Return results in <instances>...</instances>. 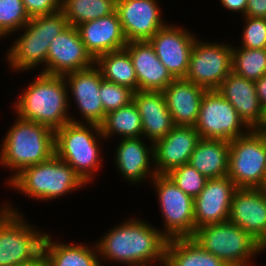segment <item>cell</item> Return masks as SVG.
<instances>
[{
  "label": "cell",
  "instance_id": "obj_14",
  "mask_svg": "<svg viewBox=\"0 0 266 266\" xmlns=\"http://www.w3.org/2000/svg\"><path fill=\"white\" fill-rule=\"evenodd\" d=\"M158 3L159 0L116 1V11L128 42L149 40L168 23Z\"/></svg>",
  "mask_w": 266,
  "mask_h": 266
},
{
  "label": "cell",
  "instance_id": "obj_18",
  "mask_svg": "<svg viewBox=\"0 0 266 266\" xmlns=\"http://www.w3.org/2000/svg\"><path fill=\"white\" fill-rule=\"evenodd\" d=\"M228 220L266 245V198L260 188H237Z\"/></svg>",
  "mask_w": 266,
  "mask_h": 266
},
{
  "label": "cell",
  "instance_id": "obj_7",
  "mask_svg": "<svg viewBox=\"0 0 266 266\" xmlns=\"http://www.w3.org/2000/svg\"><path fill=\"white\" fill-rule=\"evenodd\" d=\"M4 202L0 205V266H15L37 258L43 252L47 232L31 225L21 209Z\"/></svg>",
  "mask_w": 266,
  "mask_h": 266
},
{
  "label": "cell",
  "instance_id": "obj_11",
  "mask_svg": "<svg viewBox=\"0 0 266 266\" xmlns=\"http://www.w3.org/2000/svg\"><path fill=\"white\" fill-rule=\"evenodd\" d=\"M196 39L184 79L206 90H217L232 71V43Z\"/></svg>",
  "mask_w": 266,
  "mask_h": 266
},
{
  "label": "cell",
  "instance_id": "obj_3",
  "mask_svg": "<svg viewBox=\"0 0 266 266\" xmlns=\"http://www.w3.org/2000/svg\"><path fill=\"white\" fill-rule=\"evenodd\" d=\"M0 146V166L13 171L8 184L23 169L47 161L55 154L54 130L16 116Z\"/></svg>",
  "mask_w": 266,
  "mask_h": 266
},
{
  "label": "cell",
  "instance_id": "obj_26",
  "mask_svg": "<svg viewBox=\"0 0 266 266\" xmlns=\"http://www.w3.org/2000/svg\"><path fill=\"white\" fill-rule=\"evenodd\" d=\"M47 233L43 244L46 266H105L101 265L97 244L68 243Z\"/></svg>",
  "mask_w": 266,
  "mask_h": 266
},
{
  "label": "cell",
  "instance_id": "obj_5",
  "mask_svg": "<svg viewBox=\"0 0 266 266\" xmlns=\"http://www.w3.org/2000/svg\"><path fill=\"white\" fill-rule=\"evenodd\" d=\"M69 26L62 11L32 17L18 32L19 38L7 48L8 68L18 74L40 67L47 74V54L51 41ZM21 32H23L21 34Z\"/></svg>",
  "mask_w": 266,
  "mask_h": 266
},
{
  "label": "cell",
  "instance_id": "obj_16",
  "mask_svg": "<svg viewBox=\"0 0 266 266\" xmlns=\"http://www.w3.org/2000/svg\"><path fill=\"white\" fill-rule=\"evenodd\" d=\"M95 60L88 53L76 27L69 25L49 44L47 74L64 76L87 69Z\"/></svg>",
  "mask_w": 266,
  "mask_h": 266
},
{
  "label": "cell",
  "instance_id": "obj_39",
  "mask_svg": "<svg viewBox=\"0 0 266 266\" xmlns=\"http://www.w3.org/2000/svg\"><path fill=\"white\" fill-rule=\"evenodd\" d=\"M247 2L248 0H220L221 5L223 6V8H225V10H228L230 12H234L238 15V13H240V15L243 17L245 16V12L247 9Z\"/></svg>",
  "mask_w": 266,
  "mask_h": 266
},
{
  "label": "cell",
  "instance_id": "obj_42",
  "mask_svg": "<svg viewBox=\"0 0 266 266\" xmlns=\"http://www.w3.org/2000/svg\"><path fill=\"white\" fill-rule=\"evenodd\" d=\"M255 130L260 134L266 136V109H264V114L261 123L258 125V127Z\"/></svg>",
  "mask_w": 266,
  "mask_h": 266
},
{
  "label": "cell",
  "instance_id": "obj_36",
  "mask_svg": "<svg viewBox=\"0 0 266 266\" xmlns=\"http://www.w3.org/2000/svg\"><path fill=\"white\" fill-rule=\"evenodd\" d=\"M245 22L240 47L248 49L266 48V18L243 16Z\"/></svg>",
  "mask_w": 266,
  "mask_h": 266
},
{
  "label": "cell",
  "instance_id": "obj_32",
  "mask_svg": "<svg viewBox=\"0 0 266 266\" xmlns=\"http://www.w3.org/2000/svg\"><path fill=\"white\" fill-rule=\"evenodd\" d=\"M232 71L256 81L266 74V48L248 49L232 43Z\"/></svg>",
  "mask_w": 266,
  "mask_h": 266
},
{
  "label": "cell",
  "instance_id": "obj_4",
  "mask_svg": "<svg viewBox=\"0 0 266 266\" xmlns=\"http://www.w3.org/2000/svg\"><path fill=\"white\" fill-rule=\"evenodd\" d=\"M102 141L106 140L100 125L70 121L54 131L55 155L69 164L90 186L103 167Z\"/></svg>",
  "mask_w": 266,
  "mask_h": 266
},
{
  "label": "cell",
  "instance_id": "obj_21",
  "mask_svg": "<svg viewBox=\"0 0 266 266\" xmlns=\"http://www.w3.org/2000/svg\"><path fill=\"white\" fill-rule=\"evenodd\" d=\"M77 30L86 50L95 60L108 52L124 49L128 41L117 11L78 25Z\"/></svg>",
  "mask_w": 266,
  "mask_h": 266
},
{
  "label": "cell",
  "instance_id": "obj_46",
  "mask_svg": "<svg viewBox=\"0 0 266 266\" xmlns=\"http://www.w3.org/2000/svg\"><path fill=\"white\" fill-rule=\"evenodd\" d=\"M263 251H264V252L266 251V245L263 247Z\"/></svg>",
  "mask_w": 266,
  "mask_h": 266
},
{
  "label": "cell",
  "instance_id": "obj_8",
  "mask_svg": "<svg viewBox=\"0 0 266 266\" xmlns=\"http://www.w3.org/2000/svg\"><path fill=\"white\" fill-rule=\"evenodd\" d=\"M192 238L227 266H254L253 258L263 254V246L229 220L199 227Z\"/></svg>",
  "mask_w": 266,
  "mask_h": 266
},
{
  "label": "cell",
  "instance_id": "obj_6",
  "mask_svg": "<svg viewBox=\"0 0 266 266\" xmlns=\"http://www.w3.org/2000/svg\"><path fill=\"white\" fill-rule=\"evenodd\" d=\"M8 185L27 198L45 203L81 190L87 184L69 164L54 154L47 161L23 169Z\"/></svg>",
  "mask_w": 266,
  "mask_h": 266
},
{
  "label": "cell",
  "instance_id": "obj_2",
  "mask_svg": "<svg viewBox=\"0 0 266 266\" xmlns=\"http://www.w3.org/2000/svg\"><path fill=\"white\" fill-rule=\"evenodd\" d=\"M27 85L12 105L14 114L54 131L70 121L79 123V117L77 119L74 113L72 116V112L69 114L68 87L64 76L38 72Z\"/></svg>",
  "mask_w": 266,
  "mask_h": 266
},
{
  "label": "cell",
  "instance_id": "obj_22",
  "mask_svg": "<svg viewBox=\"0 0 266 266\" xmlns=\"http://www.w3.org/2000/svg\"><path fill=\"white\" fill-rule=\"evenodd\" d=\"M124 48L130 54L138 90L162 92L175 79L158 59L148 40L130 41Z\"/></svg>",
  "mask_w": 266,
  "mask_h": 266
},
{
  "label": "cell",
  "instance_id": "obj_15",
  "mask_svg": "<svg viewBox=\"0 0 266 266\" xmlns=\"http://www.w3.org/2000/svg\"><path fill=\"white\" fill-rule=\"evenodd\" d=\"M68 87L69 107L71 100L80 115L79 123L100 125L105 118V111L100 98L99 89L103 80L98 68L93 65L87 69L70 72L64 75ZM71 96L73 98H71Z\"/></svg>",
  "mask_w": 266,
  "mask_h": 266
},
{
  "label": "cell",
  "instance_id": "obj_24",
  "mask_svg": "<svg viewBox=\"0 0 266 266\" xmlns=\"http://www.w3.org/2000/svg\"><path fill=\"white\" fill-rule=\"evenodd\" d=\"M133 102L141 116L143 137L147 141L154 143L175 127L163 92L138 90L134 92Z\"/></svg>",
  "mask_w": 266,
  "mask_h": 266
},
{
  "label": "cell",
  "instance_id": "obj_9",
  "mask_svg": "<svg viewBox=\"0 0 266 266\" xmlns=\"http://www.w3.org/2000/svg\"><path fill=\"white\" fill-rule=\"evenodd\" d=\"M158 198L164 228L160 232L168 239L193 237L195 234L194 199L184 193L167 174H156L150 181Z\"/></svg>",
  "mask_w": 266,
  "mask_h": 266
},
{
  "label": "cell",
  "instance_id": "obj_45",
  "mask_svg": "<svg viewBox=\"0 0 266 266\" xmlns=\"http://www.w3.org/2000/svg\"><path fill=\"white\" fill-rule=\"evenodd\" d=\"M264 185H266V173H265V176H264Z\"/></svg>",
  "mask_w": 266,
  "mask_h": 266
},
{
  "label": "cell",
  "instance_id": "obj_38",
  "mask_svg": "<svg viewBox=\"0 0 266 266\" xmlns=\"http://www.w3.org/2000/svg\"><path fill=\"white\" fill-rule=\"evenodd\" d=\"M245 16L266 18V0H248Z\"/></svg>",
  "mask_w": 266,
  "mask_h": 266
},
{
  "label": "cell",
  "instance_id": "obj_13",
  "mask_svg": "<svg viewBox=\"0 0 266 266\" xmlns=\"http://www.w3.org/2000/svg\"><path fill=\"white\" fill-rule=\"evenodd\" d=\"M193 32L170 22L148 40L175 79L185 78L187 74L192 47L198 37Z\"/></svg>",
  "mask_w": 266,
  "mask_h": 266
},
{
  "label": "cell",
  "instance_id": "obj_1",
  "mask_svg": "<svg viewBox=\"0 0 266 266\" xmlns=\"http://www.w3.org/2000/svg\"><path fill=\"white\" fill-rule=\"evenodd\" d=\"M141 219H125L96 241L101 265L108 261L115 265L159 263L165 266L168 239L153 224Z\"/></svg>",
  "mask_w": 266,
  "mask_h": 266
},
{
  "label": "cell",
  "instance_id": "obj_37",
  "mask_svg": "<svg viewBox=\"0 0 266 266\" xmlns=\"http://www.w3.org/2000/svg\"><path fill=\"white\" fill-rule=\"evenodd\" d=\"M30 18L61 10V0H22Z\"/></svg>",
  "mask_w": 266,
  "mask_h": 266
},
{
  "label": "cell",
  "instance_id": "obj_17",
  "mask_svg": "<svg viewBox=\"0 0 266 266\" xmlns=\"http://www.w3.org/2000/svg\"><path fill=\"white\" fill-rule=\"evenodd\" d=\"M118 140L114 162L117 172L123 176L125 182L134 186L151 181L157 174L153 165V143L150 141L146 143L144 137ZM149 143L150 145H147Z\"/></svg>",
  "mask_w": 266,
  "mask_h": 266
},
{
  "label": "cell",
  "instance_id": "obj_30",
  "mask_svg": "<svg viewBox=\"0 0 266 266\" xmlns=\"http://www.w3.org/2000/svg\"><path fill=\"white\" fill-rule=\"evenodd\" d=\"M100 128L106 141L112 136L115 139L116 136L120 139L143 137L141 116L133 101L106 114Z\"/></svg>",
  "mask_w": 266,
  "mask_h": 266
},
{
  "label": "cell",
  "instance_id": "obj_44",
  "mask_svg": "<svg viewBox=\"0 0 266 266\" xmlns=\"http://www.w3.org/2000/svg\"><path fill=\"white\" fill-rule=\"evenodd\" d=\"M260 189L266 198V185H263Z\"/></svg>",
  "mask_w": 266,
  "mask_h": 266
},
{
  "label": "cell",
  "instance_id": "obj_40",
  "mask_svg": "<svg viewBox=\"0 0 266 266\" xmlns=\"http://www.w3.org/2000/svg\"><path fill=\"white\" fill-rule=\"evenodd\" d=\"M255 89L264 109H266V74L255 81Z\"/></svg>",
  "mask_w": 266,
  "mask_h": 266
},
{
  "label": "cell",
  "instance_id": "obj_28",
  "mask_svg": "<svg viewBox=\"0 0 266 266\" xmlns=\"http://www.w3.org/2000/svg\"><path fill=\"white\" fill-rule=\"evenodd\" d=\"M164 263L165 266H227L192 237L168 240Z\"/></svg>",
  "mask_w": 266,
  "mask_h": 266
},
{
  "label": "cell",
  "instance_id": "obj_12",
  "mask_svg": "<svg viewBox=\"0 0 266 266\" xmlns=\"http://www.w3.org/2000/svg\"><path fill=\"white\" fill-rule=\"evenodd\" d=\"M195 129L200 138L231 140L251 129L238 116L233 105L218 90H206L200 105Z\"/></svg>",
  "mask_w": 266,
  "mask_h": 266
},
{
  "label": "cell",
  "instance_id": "obj_19",
  "mask_svg": "<svg viewBox=\"0 0 266 266\" xmlns=\"http://www.w3.org/2000/svg\"><path fill=\"white\" fill-rule=\"evenodd\" d=\"M236 189L228 176L207 180L204 189L194 198L195 231L204 225L228 221Z\"/></svg>",
  "mask_w": 266,
  "mask_h": 266
},
{
  "label": "cell",
  "instance_id": "obj_20",
  "mask_svg": "<svg viewBox=\"0 0 266 266\" xmlns=\"http://www.w3.org/2000/svg\"><path fill=\"white\" fill-rule=\"evenodd\" d=\"M200 140L193 126H175L164 138L153 143L154 168L157 174L187 164Z\"/></svg>",
  "mask_w": 266,
  "mask_h": 266
},
{
  "label": "cell",
  "instance_id": "obj_41",
  "mask_svg": "<svg viewBox=\"0 0 266 266\" xmlns=\"http://www.w3.org/2000/svg\"><path fill=\"white\" fill-rule=\"evenodd\" d=\"M15 266H46V259L42 252L37 258L26 263L17 264Z\"/></svg>",
  "mask_w": 266,
  "mask_h": 266
},
{
  "label": "cell",
  "instance_id": "obj_29",
  "mask_svg": "<svg viewBox=\"0 0 266 266\" xmlns=\"http://www.w3.org/2000/svg\"><path fill=\"white\" fill-rule=\"evenodd\" d=\"M94 65L100 71L103 79L127 86L135 92L138 91L135 69L130 54L125 48L97 57Z\"/></svg>",
  "mask_w": 266,
  "mask_h": 266
},
{
  "label": "cell",
  "instance_id": "obj_23",
  "mask_svg": "<svg viewBox=\"0 0 266 266\" xmlns=\"http://www.w3.org/2000/svg\"><path fill=\"white\" fill-rule=\"evenodd\" d=\"M229 101L238 116L250 129H256L262 121L264 108L258 98L255 81L231 71L217 89Z\"/></svg>",
  "mask_w": 266,
  "mask_h": 266
},
{
  "label": "cell",
  "instance_id": "obj_35",
  "mask_svg": "<svg viewBox=\"0 0 266 266\" xmlns=\"http://www.w3.org/2000/svg\"><path fill=\"white\" fill-rule=\"evenodd\" d=\"M134 92V90L127 86L103 79L99 89V96L105 115L130 104L133 101Z\"/></svg>",
  "mask_w": 266,
  "mask_h": 266
},
{
  "label": "cell",
  "instance_id": "obj_10",
  "mask_svg": "<svg viewBox=\"0 0 266 266\" xmlns=\"http://www.w3.org/2000/svg\"><path fill=\"white\" fill-rule=\"evenodd\" d=\"M227 176L237 188H261L266 173V136L255 129L229 142Z\"/></svg>",
  "mask_w": 266,
  "mask_h": 266
},
{
  "label": "cell",
  "instance_id": "obj_27",
  "mask_svg": "<svg viewBox=\"0 0 266 266\" xmlns=\"http://www.w3.org/2000/svg\"><path fill=\"white\" fill-rule=\"evenodd\" d=\"M229 150L228 141L200 138L188 163L207 179L222 178L228 173Z\"/></svg>",
  "mask_w": 266,
  "mask_h": 266
},
{
  "label": "cell",
  "instance_id": "obj_43",
  "mask_svg": "<svg viewBox=\"0 0 266 266\" xmlns=\"http://www.w3.org/2000/svg\"><path fill=\"white\" fill-rule=\"evenodd\" d=\"M154 266V265H156L157 266V264L156 263H154V264H152V263H141V264H131V265H124V266Z\"/></svg>",
  "mask_w": 266,
  "mask_h": 266
},
{
  "label": "cell",
  "instance_id": "obj_25",
  "mask_svg": "<svg viewBox=\"0 0 266 266\" xmlns=\"http://www.w3.org/2000/svg\"><path fill=\"white\" fill-rule=\"evenodd\" d=\"M205 91L184 78L174 79L162 91L175 126H195Z\"/></svg>",
  "mask_w": 266,
  "mask_h": 266
},
{
  "label": "cell",
  "instance_id": "obj_33",
  "mask_svg": "<svg viewBox=\"0 0 266 266\" xmlns=\"http://www.w3.org/2000/svg\"><path fill=\"white\" fill-rule=\"evenodd\" d=\"M30 19L22 0H0V39L18 32Z\"/></svg>",
  "mask_w": 266,
  "mask_h": 266
},
{
  "label": "cell",
  "instance_id": "obj_31",
  "mask_svg": "<svg viewBox=\"0 0 266 266\" xmlns=\"http://www.w3.org/2000/svg\"><path fill=\"white\" fill-rule=\"evenodd\" d=\"M117 0H61V11L74 27L116 11Z\"/></svg>",
  "mask_w": 266,
  "mask_h": 266
},
{
  "label": "cell",
  "instance_id": "obj_34",
  "mask_svg": "<svg viewBox=\"0 0 266 266\" xmlns=\"http://www.w3.org/2000/svg\"><path fill=\"white\" fill-rule=\"evenodd\" d=\"M167 175L193 199L204 189L208 180L189 163L172 169Z\"/></svg>",
  "mask_w": 266,
  "mask_h": 266
}]
</instances>
